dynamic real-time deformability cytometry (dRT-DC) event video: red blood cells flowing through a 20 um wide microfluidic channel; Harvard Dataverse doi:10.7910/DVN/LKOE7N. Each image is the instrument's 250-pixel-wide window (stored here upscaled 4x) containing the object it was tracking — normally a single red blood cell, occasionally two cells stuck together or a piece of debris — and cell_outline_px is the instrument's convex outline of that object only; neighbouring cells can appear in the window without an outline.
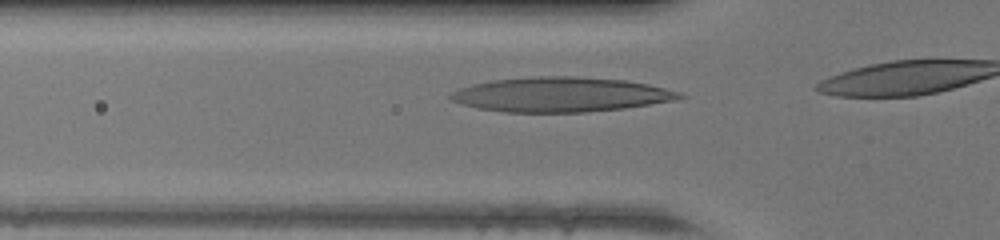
{"species": "human", "species_latin": "Homo sapiens", "temperature_condition": "warm", "stored_images_in_passage": 4, "camera_frame_rate_fps": 3000, "um_per_image_px": 0.085, "donor": {"sex": "female"}, "frame": {"image": 1, "passage_image": 2, "time_ms": 0.333, "image_size_px": [1000, 240], "cell_outline_px": [[688, 96], [672, 100], [624, 108], [584, 112], [504, 112], [480, 108], [464, 104], [452, 100], [448, 96], [448, 92], [472, 84], [492, 80], [532, 76], [576, 76], [624, 80], [648, 84], [680, 92]], "centroid_in_image_um": [47.63, 8.03], "position_along_channel_um": 78.2, "area_um2": 46.07}}